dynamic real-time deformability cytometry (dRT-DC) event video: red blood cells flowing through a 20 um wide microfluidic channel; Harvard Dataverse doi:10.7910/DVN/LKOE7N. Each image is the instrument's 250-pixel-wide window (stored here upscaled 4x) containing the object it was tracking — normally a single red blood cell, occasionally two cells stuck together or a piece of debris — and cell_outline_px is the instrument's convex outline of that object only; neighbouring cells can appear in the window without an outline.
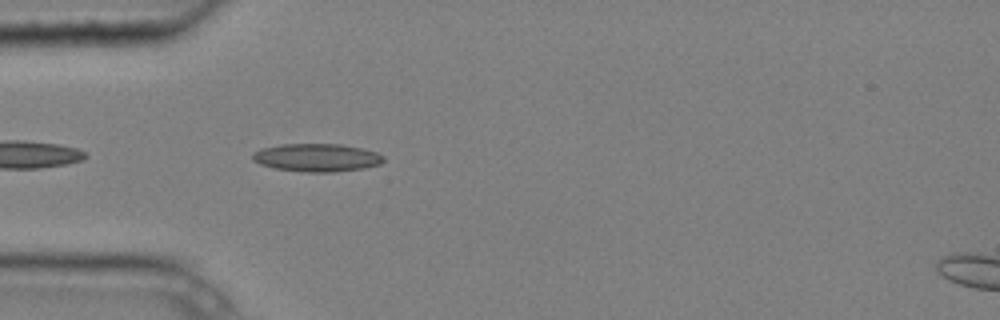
{"species": "common noctule bat (a hibernating species)", "species_latin": "Nyctalus noctula", "temperature_condition": "cold", "stored_images_in_passage": 8, "camera_frame_rate_fps": 3000, "um_per_image_px": 0.085, "animal": {"sex": "male", "body_mass_g": 20.4}, "frame": {"image": 1, "passage_image": 7, "time_ms": 2.0, "image_size_px": [1000, 320], "cell_outline_px": [[384, 160], [380, 164], [364, 168], [332, 172], [308, 172], [272, 168], [260, 164], [252, 160], [252, 152], [260, 148], [284, 144], [340, 144], [360, 148], [376, 152], [384, 156]], "centroid_in_image_um": [26.89, 13.39], "position_along_channel_um": 58.1, "area_um2": 21.39}}